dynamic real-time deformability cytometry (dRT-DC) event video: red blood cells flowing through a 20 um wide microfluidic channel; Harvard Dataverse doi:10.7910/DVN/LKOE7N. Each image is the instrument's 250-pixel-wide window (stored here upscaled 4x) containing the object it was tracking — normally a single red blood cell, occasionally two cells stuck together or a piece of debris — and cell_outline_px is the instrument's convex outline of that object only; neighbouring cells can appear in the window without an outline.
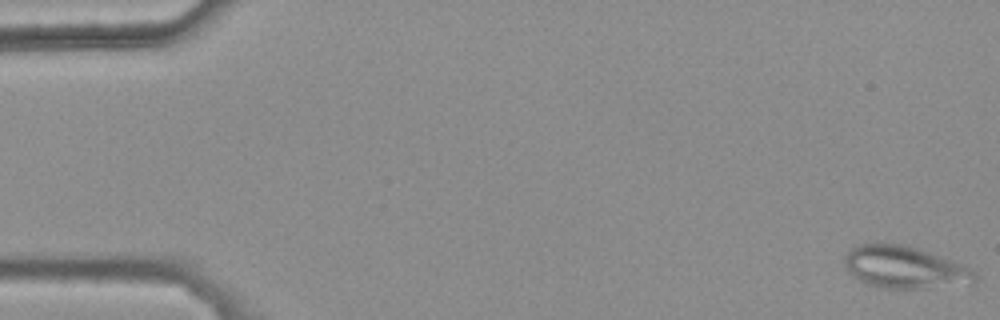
{"species": "common noctule bat (a hibernating species)", "species_latin": "Nyctalus noctula", "temperature_condition": "warm", "stored_images_in_passage": 45, "camera_frame_rate_fps": 3000, "um_per_image_px": 0.085, "animal": {"sex": "female", "body_mass_g": 25.1}, "frame": {"image": 1, "passage_image": 1, "time_ms": 0.0, "image_size_px": [1000, 320], "cell_outline_px": [[976, 284], [924, 288], [876, 288], [864, 284], [852, 276], [844, 264], [844, 256], [852, 248], [860, 244], [904, 244], [928, 252], [960, 264], [968, 268], [976, 276]], "centroid_in_image_um": [76.85, 22.75], "position_along_channel_um": 8.1, "area_um2": 31.91}}
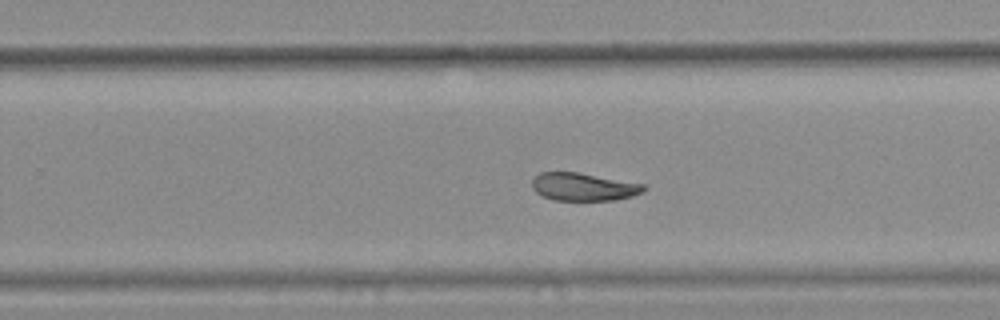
{"frame": {"image": 2, "passage_image": 34, "time_ms": 11.0, "image_size_px": [1000, 320], "cell_outline_px": [[648, 188], [644, 192], [632, 196], [616, 200], [552, 200], [536, 192], [532, 188], [532, 180], [540, 172], [576, 172], [644, 184]], "centroid_in_image_um": [49.62, 15.88], "position_along_channel_um": 280.2, "area_um2": 18.09}}
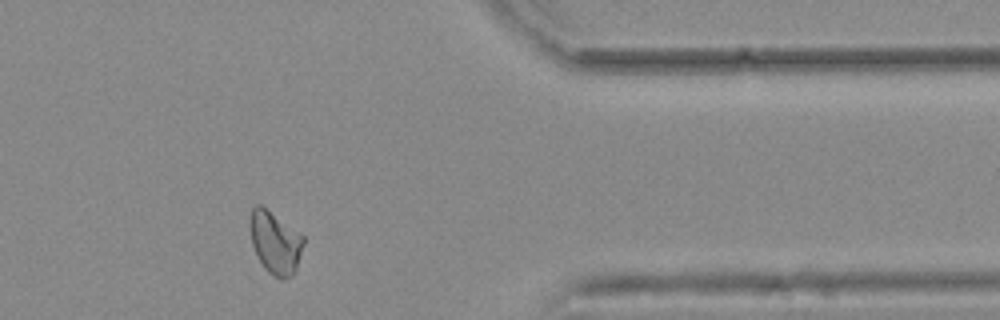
{"frame": {"image": 3, "passage_image": 44, "time_ms": 14.333, "image_size_px": [1000, 320], "cell_outline_px": [[304, 244], [296, 272], [292, 276], [280, 280], [272, 276], [264, 268], [256, 256], [252, 244], [248, 224], [248, 220], [252, 208], [256, 204], [260, 204], [304, 236]], "centroid_in_image_um": [23.37, 20.64], "position_along_channel_um": 388.0, "area_um2": 19.88}, "authors_computed_cell_mechanics": {"area_um2": 19.8832, "velocity_mm_per_s": 3.7839, "shape_relaxation_time_tau1_ms": null, "shape_relaxation_time_tau2_ms": 10.9088, "deformation_change_tau1": null, "deformation_change_tau2": 0.1282}}